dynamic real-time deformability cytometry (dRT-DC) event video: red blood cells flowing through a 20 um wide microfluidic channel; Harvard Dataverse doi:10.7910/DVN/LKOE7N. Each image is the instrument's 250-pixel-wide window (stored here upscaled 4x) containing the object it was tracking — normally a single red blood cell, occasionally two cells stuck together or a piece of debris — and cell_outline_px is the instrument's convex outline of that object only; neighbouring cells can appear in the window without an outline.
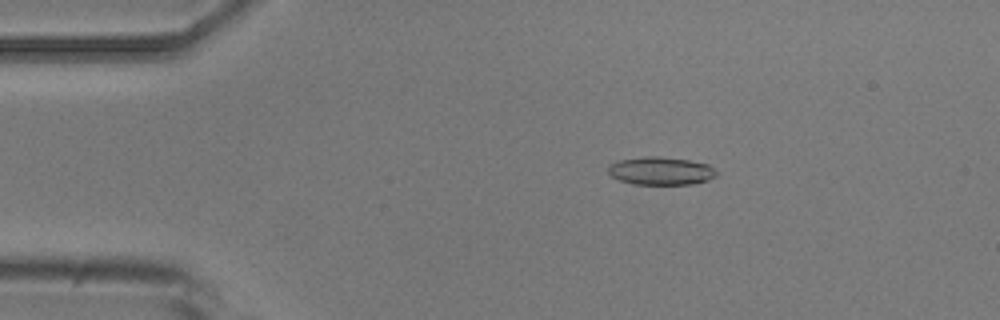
{"species": "common noctule bat (a hibernating species)", "species_latin": "Nyctalus noctula", "temperature_condition": "room temperature", "stored_images_in_passage": 5, "camera_frame_rate_fps": 3000, "um_per_image_px": 0.085, "animal": {"sex": "male", "body_mass_g": 20.5, "forearm_length_mm": 52.5}, "frame": {"image": 1, "passage_image": 3, "time_ms": 2.333, "image_size_px": [1000, 320], "cell_outline_px": [[716, 176], [708, 180], [692, 184], [632, 184], [620, 180], [612, 176], [608, 172], [608, 164], [620, 160], [644, 156], [660, 156], [688, 160], [708, 164], [716, 172]], "centroid_in_image_um": [56.14, 14.52], "position_along_channel_um": 28.9, "area_um2": 17.63}}
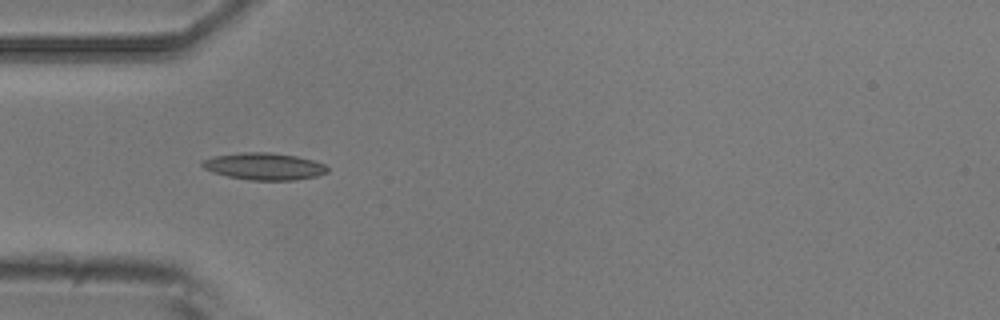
{"frame": {"image": 2, "passage_image": 5, "time_ms": 4.667, "image_size_px": [1000, 320], "cell_outline_px": [[328, 172], [316, 176], [292, 180], [252, 180], [228, 176], [212, 172], [204, 168], [200, 164], [200, 160], [212, 156], [244, 152], [268, 152], [296, 156], [312, 160], [324, 164], [328, 168]], "centroid_in_image_um": [22.41, 14.13], "position_along_channel_um": 62.6, "area_um2": 19.65}}